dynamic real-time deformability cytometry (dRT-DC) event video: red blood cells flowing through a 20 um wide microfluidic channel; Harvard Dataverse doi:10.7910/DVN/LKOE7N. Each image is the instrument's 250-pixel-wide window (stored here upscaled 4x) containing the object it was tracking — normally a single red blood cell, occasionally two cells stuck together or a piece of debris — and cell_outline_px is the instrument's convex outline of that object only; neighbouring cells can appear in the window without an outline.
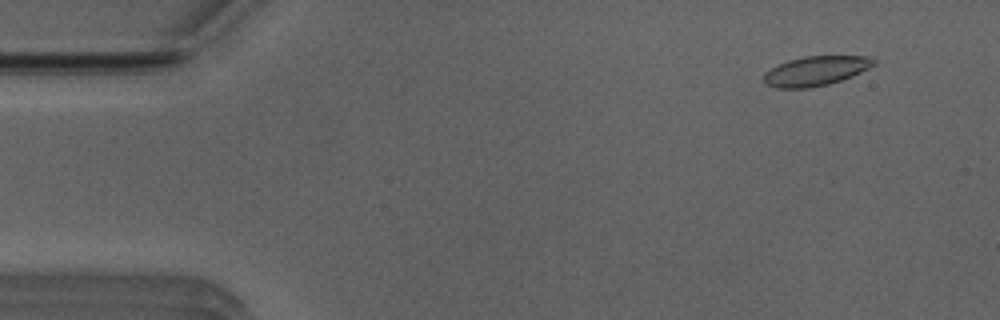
{"species": "Egyptian fruit bat (a non-hibernating species)", "species_latin": "Rousettus aegyptiacus", "temperature_condition": "room temperature", "stored_images_in_passage": 53, "camera_frame_rate_fps": 3000, "um_per_image_px": 0.085, "animal": {"sex": "male"}, "frame": {"image": 1, "passage_image": 5, "time_ms": 1.333, "image_size_px": [1000, 320], "cell_outline_px": [[876, 64], [852, 76], [828, 84], [808, 88], [776, 88], [764, 84], [764, 72], [788, 60], [804, 56], [868, 56], [876, 60]], "centroid_in_image_um": [69.33, 6.03], "position_along_channel_um": 15.7, "area_um2": 18.84}}
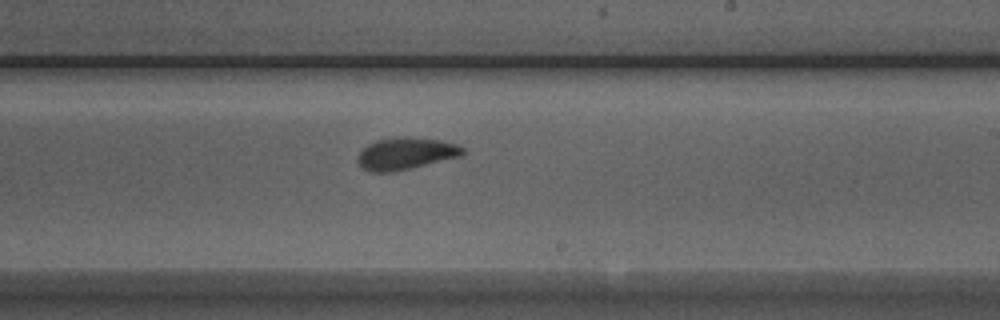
{"frame": {"image": 2, "passage_image": 31, "time_ms": 10.0, "image_size_px": [1000, 320], "cell_outline_px": [[464, 152], [460, 156], [392, 172], [368, 172], [356, 160], [356, 156], [368, 144], [376, 140], [392, 136], [404, 136], [440, 140], [456, 144], [464, 148]], "centroid_in_image_um": [34.44, 13.03], "position_along_channel_um": 254.6, "area_um2": 19.54}}
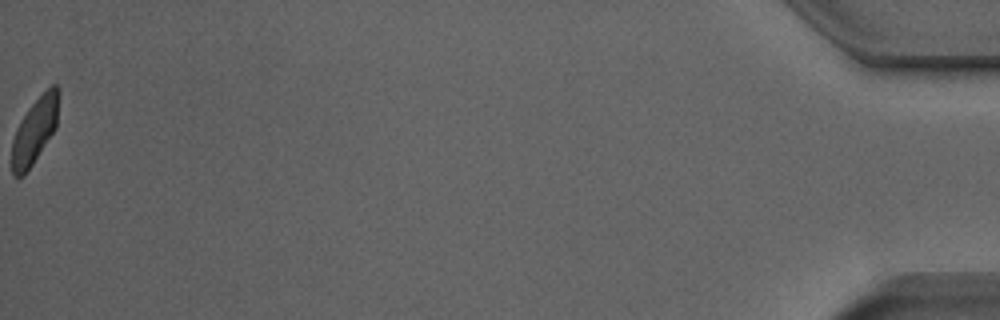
{"frame": {"image": 3, "passage_image": 53, "time_ms": 17.333, "image_size_px": [1000, 320], "cell_outline_px": [[60, 92], [56, 128], [24, 176], [12, 176], [12, 140], [16, 128], [20, 120], [28, 108], [52, 84], [56, 84], [60, 88]], "centroid_in_image_um": [2.96, 11.08], "position_along_channel_um": 432.2, "area_um2": 17.98}, "authors_computed_cell_mechanics": {"area_um2": 19.1318, "velocity_mm_per_s": 3.9108, "shape_relaxation_time_tau1_ms": 5.1827, "shape_relaxation_time_tau2_ms": 1.8986, "deformation_change_tau1": 0.1392, "deformation_change_tau2": 0.0688}}